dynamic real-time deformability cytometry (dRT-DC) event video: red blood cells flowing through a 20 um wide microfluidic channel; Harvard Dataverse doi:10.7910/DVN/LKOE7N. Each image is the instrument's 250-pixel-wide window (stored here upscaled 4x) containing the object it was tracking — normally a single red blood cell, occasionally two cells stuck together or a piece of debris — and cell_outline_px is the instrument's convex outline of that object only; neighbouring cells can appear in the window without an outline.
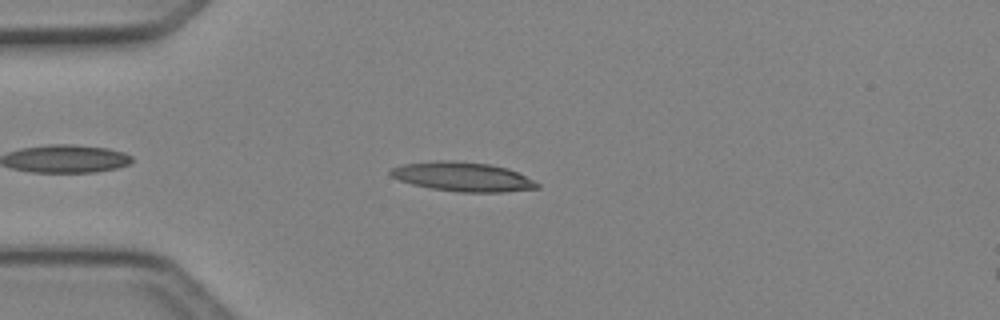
{"species": "Egyptian fruit bat (a non-hibernating species)", "species_latin": "Rousettus aegyptiacus", "temperature_condition": "cold", "stored_images_in_passage": 39, "camera_frame_rate_fps": 3000, "um_per_image_px": 0.085, "animal": {"sex": "female"}, "frame": {"image": 1, "passage_image": 6, "time_ms": 1.667, "image_size_px": [1000, 320], "cell_outline_px": [[540, 188], [504, 192], [460, 192], [428, 188], [412, 184], [388, 176], [388, 172], [392, 168], [404, 164], [436, 160], [452, 160], [488, 164], [508, 168], [540, 184]], "centroid_in_image_um": [39.29, 15.02], "position_along_channel_um": 45.7, "area_um2": 25.03}}
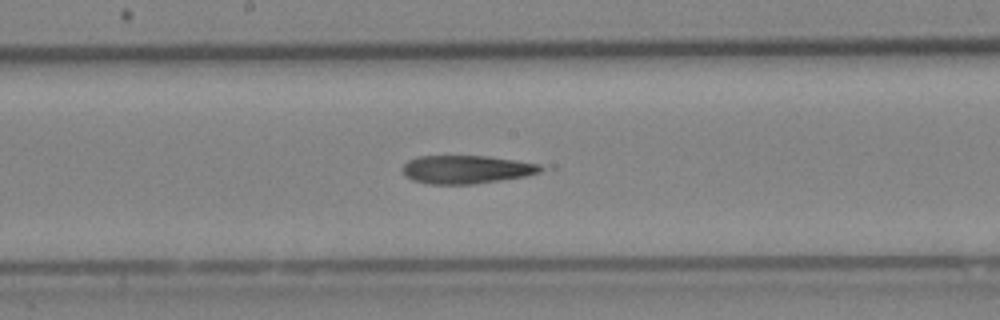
{"frame": {"image": 2, "passage_image": 19, "time_ms": 6.0, "image_size_px": [1000, 320], "cell_outline_px": [[548, 168], [540, 172], [524, 176], [472, 184], [428, 184], [412, 180], [404, 176], [400, 168], [408, 160], [416, 156], [488, 156], [516, 160], [540, 164]], "centroid_in_image_um": [39.61, 14.4], "position_along_channel_um": 208.6, "area_um2": 22.95}}
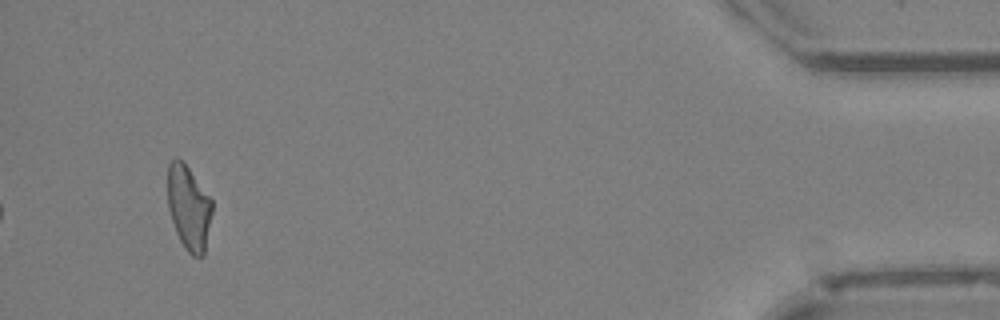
{"frame": {"image": 3, "passage_image": 39, "time_ms": 12.667, "image_size_px": [1000, 320], "cell_outline_px": [[212, 212], [204, 256], [192, 256], [184, 248], [176, 232], [168, 208], [168, 164], [176, 156], [184, 160], [212, 200]], "centroid_in_image_um": [16.04, 17.62], "position_along_channel_um": 419.2, "area_um2": 22.08}, "authors_computed_cell_mechanics": {"area_um2": 23.1778, "velocity_mm_per_s": 4.2361, "shape_relaxation_time_tau1_ms": null, "shape_relaxation_time_tau2_ms": 9.6166, "deformation_change_tau1": null, "deformation_change_tau2": 0.2586}}